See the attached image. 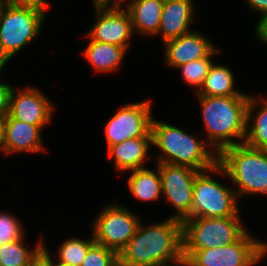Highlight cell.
<instances>
[{
    "mask_svg": "<svg viewBox=\"0 0 267 266\" xmlns=\"http://www.w3.org/2000/svg\"><path fill=\"white\" fill-rule=\"evenodd\" d=\"M141 222L118 253L119 266H159L183 256L182 221L170 218L150 225Z\"/></svg>",
    "mask_w": 267,
    "mask_h": 266,
    "instance_id": "obj_1",
    "label": "cell"
},
{
    "mask_svg": "<svg viewBox=\"0 0 267 266\" xmlns=\"http://www.w3.org/2000/svg\"><path fill=\"white\" fill-rule=\"evenodd\" d=\"M198 98L208 136L206 142L217 154L226 147L245 142L249 94Z\"/></svg>",
    "mask_w": 267,
    "mask_h": 266,
    "instance_id": "obj_2",
    "label": "cell"
},
{
    "mask_svg": "<svg viewBox=\"0 0 267 266\" xmlns=\"http://www.w3.org/2000/svg\"><path fill=\"white\" fill-rule=\"evenodd\" d=\"M151 133L152 145L161 151L157 163L188 166L198 171L218 163V154L207 142L203 143L181 128L153 118Z\"/></svg>",
    "mask_w": 267,
    "mask_h": 266,
    "instance_id": "obj_3",
    "label": "cell"
},
{
    "mask_svg": "<svg viewBox=\"0 0 267 266\" xmlns=\"http://www.w3.org/2000/svg\"><path fill=\"white\" fill-rule=\"evenodd\" d=\"M214 172L228 176L237 185V197L248 194L267 196V150L245 143L224 148L218 154Z\"/></svg>",
    "mask_w": 267,
    "mask_h": 266,
    "instance_id": "obj_4",
    "label": "cell"
},
{
    "mask_svg": "<svg viewBox=\"0 0 267 266\" xmlns=\"http://www.w3.org/2000/svg\"><path fill=\"white\" fill-rule=\"evenodd\" d=\"M46 15L4 0L0 5V52L8 61L40 34Z\"/></svg>",
    "mask_w": 267,
    "mask_h": 266,
    "instance_id": "obj_5",
    "label": "cell"
},
{
    "mask_svg": "<svg viewBox=\"0 0 267 266\" xmlns=\"http://www.w3.org/2000/svg\"><path fill=\"white\" fill-rule=\"evenodd\" d=\"M240 216L182 221L183 250H205L236 242L247 230Z\"/></svg>",
    "mask_w": 267,
    "mask_h": 266,
    "instance_id": "obj_6",
    "label": "cell"
},
{
    "mask_svg": "<svg viewBox=\"0 0 267 266\" xmlns=\"http://www.w3.org/2000/svg\"><path fill=\"white\" fill-rule=\"evenodd\" d=\"M214 166L199 171L193 185L191 218H225L239 216L236 190L210 176Z\"/></svg>",
    "mask_w": 267,
    "mask_h": 266,
    "instance_id": "obj_7",
    "label": "cell"
},
{
    "mask_svg": "<svg viewBox=\"0 0 267 266\" xmlns=\"http://www.w3.org/2000/svg\"><path fill=\"white\" fill-rule=\"evenodd\" d=\"M245 232L236 242L205 250H183L190 266H255L267 254V243Z\"/></svg>",
    "mask_w": 267,
    "mask_h": 266,
    "instance_id": "obj_8",
    "label": "cell"
},
{
    "mask_svg": "<svg viewBox=\"0 0 267 266\" xmlns=\"http://www.w3.org/2000/svg\"><path fill=\"white\" fill-rule=\"evenodd\" d=\"M140 222L138 216L118 203L105 206L93 224L94 240L119 253L133 238Z\"/></svg>",
    "mask_w": 267,
    "mask_h": 266,
    "instance_id": "obj_9",
    "label": "cell"
},
{
    "mask_svg": "<svg viewBox=\"0 0 267 266\" xmlns=\"http://www.w3.org/2000/svg\"><path fill=\"white\" fill-rule=\"evenodd\" d=\"M151 108L150 100L120 107L105 125L107 148L131 138L152 137Z\"/></svg>",
    "mask_w": 267,
    "mask_h": 266,
    "instance_id": "obj_10",
    "label": "cell"
},
{
    "mask_svg": "<svg viewBox=\"0 0 267 266\" xmlns=\"http://www.w3.org/2000/svg\"><path fill=\"white\" fill-rule=\"evenodd\" d=\"M198 172L188 166L159 163L162 194L176 210L170 218L180 221L191 218L193 185Z\"/></svg>",
    "mask_w": 267,
    "mask_h": 266,
    "instance_id": "obj_11",
    "label": "cell"
},
{
    "mask_svg": "<svg viewBox=\"0 0 267 266\" xmlns=\"http://www.w3.org/2000/svg\"><path fill=\"white\" fill-rule=\"evenodd\" d=\"M119 6L95 5L96 23L88 31L89 39L128 49L134 34L128 10Z\"/></svg>",
    "mask_w": 267,
    "mask_h": 266,
    "instance_id": "obj_12",
    "label": "cell"
},
{
    "mask_svg": "<svg viewBox=\"0 0 267 266\" xmlns=\"http://www.w3.org/2000/svg\"><path fill=\"white\" fill-rule=\"evenodd\" d=\"M18 90L12 89L8 116L32 125H48L55 107L43 92L33 87Z\"/></svg>",
    "mask_w": 267,
    "mask_h": 266,
    "instance_id": "obj_13",
    "label": "cell"
},
{
    "mask_svg": "<svg viewBox=\"0 0 267 266\" xmlns=\"http://www.w3.org/2000/svg\"><path fill=\"white\" fill-rule=\"evenodd\" d=\"M46 125H32L6 116L3 124L2 153L40 152L45 149L41 131Z\"/></svg>",
    "mask_w": 267,
    "mask_h": 266,
    "instance_id": "obj_14",
    "label": "cell"
},
{
    "mask_svg": "<svg viewBox=\"0 0 267 266\" xmlns=\"http://www.w3.org/2000/svg\"><path fill=\"white\" fill-rule=\"evenodd\" d=\"M213 44L197 31L166 41L164 43L166 63L177 68L182 64L209 57L217 49Z\"/></svg>",
    "mask_w": 267,
    "mask_h": 266,
    "instance_id": "obj_15",
    "label": "cell"
},
{
    "mask_svg": "<svg viewBox=\"0 0 267 266\" xmlns=\"http://www.w3.org/2000/svg\"><path fill=\"white\" fill-rule=\"evenodd\" d=\"M195 7L192 0H164L158 34L163 43L191 32Z\"/></svg>",
    "mask_w": 267,
    "mask_h": 266,
    "instance_id": "obj_16",
    "label": "cell"
},
{
    "mask_svg": "<svg viewBox=\"0 0 267 266\" xmlns=\"http://www.w3.org/2000/svg\"><path fill=\"white\" fill-rule=\"evenodd\" d=\"M152 145V137L127 139L108 148L109 158L114 159L117 171L137 170L144 168V162Z\"/></svg>",
    "mask_w": 267,
    "mask_h": 266,
    "instance_id": "obj_17",
    "label": "cell"
},
{
    "mask_svg": "<svg viewBox=\"0 0 267 266\" xmlns=\"http://www.w3.org/2000/svg\"><path fill=\"white\" fill-rule=\"evenodd\" d=\"M127 10L134 33L154 36L158 34L164 0H130Z\"/></svg>",
    "mask_w": 267,
    "mask_h": 266,
    "instance_id": "obj_18",
    "label": "cell"
},
{
    "mask_svg": "<svg viewBox=\"0 0 267 266\" xmlns=\"http://www.w3.org/2000/svg\"><path fill=\"white\" fill-rule=\"evenodd\" d=\"M255 109L257 110V113L252 115ZM246 124L244 143L255 149L267 150V98H262L261 100L252 95L250 96L247 107Z\"/></svg>",
    "mask_w": 267,
    "mask_h": 266,
    "instance_id": "obj_19",
    "label": "cell"
},
{
    "mask_svg": "<svg viewBox=\"0 0 267 266\" xmlns=\"http://www.w3.org/2000/svg\"><path fill=\"white\" fill-rule=\"evenodd\" d=\"M126 52L127 50L121 46L90 39V43L83 50V55L89 60L96 72L106 73L119 68Z\"/></svg>",
    "mask_w": 267,
    "mask_h": 266,
    "instance_id": "obj_20",
    "label": "cell"
},
{
    "mask_svg": "<svg viewBox=\"0 0 267 266\" xmlns=\"http://www.w3.org/2000/svg\"><path fill=\"white\" fill-rule=\"evenodd\" d=\"M157 171L141 168L131 171L128 178V187L132 195L140 201H155L161 197V176L159 173V163Z\"/></svg>",
    "mask_w": 267,
    "mask_h": 266,
    "instance_id": "obj_21",
    "label": "cell"
},
{
    "mask_svg": "<svg viewBox=\"0 0 267 266\" xmlns=\"http://www.w3.org/2000/svg\"><path fill=\"white\" fill-rule=\"evenodd\" d=\"M234 83V75L228 67L213 63L201 88L196 89V92L198 96L247 95L235 90Z\"/></svg>",
    "mask_w": 267,
    "mask_h": 266,
    "instance_id": "obj_22",
    "label": "cell"
},
{
    "mask_svg": "<svg viewBox=\"0 0 267 266\" xmlns=\"http://www.w3.org/2000/svg\"><path fill=\"white\" fill-rule=\"evenodd\" d=\"M24 237L0 245V266H26L28 261L44 245L40 240L33 250L25 247ZM24 242V243H23Z\"/></svg>",
    "mask_w": 267,
    "mask_h": 266,
    "instance_id": "obj_23",
    "label": "cell"
},
{
    "mask_svg": "<svg viewBox=\"0 0 267 266\" xmlns=\"http://www.w3.org/2000/svg\"><path fill=\"white\" fill-rule=\"evenodd\" d=\"M95 243L94 236L87 240L69 238L58 249V258L55 262L71 266H81L89 248Z\"/></svg>",
    "mask_w": 267,
    "mask_h": 266,
    "instance_id": "obj_24",
    "label": "cell"
},
{
    "mask_svg": "<svg viewBox=\"0 0 267 266\" xmlns=\"http://www.w3.org/2000/svg\"><path fill=\"white\" fill-rule=\"evenodd\" d=\"M219 52L217 48L209 57L200 58L177 67L180 69L184 81L196 88L197 86L201 88L209 68L213 64L211 58Z\"/></svg>",
    "mask_w": 267,
    "mask_h": 266,
    "instance_id": "obj_25",
    "label": "cell"
},
{
    "mask_svg": "<svg viewBox=\"0 0 267 266\" xmlns=\"http://www.w3.org/2000/svg\"><path fill=\"white\" fill-rule=\"evenodd\" d=\"M81 266H119L118 253L95 242L89 248Z\"/></svg>",
    "mask_w": 267,
    "mask_h": 266,
    "instance_id": "obj_26",
    "label": "cell"
},
{
    "mask_svg": "<svg viewBox=\"0 0 267 266\" xmlns=\"http://www.w3.org/2000/svg\"><path fill=\"white\" fill-rule=\"evenodd\" d=\"M20 223L16 216L0 211V245L24 237V230Z\"/></svg>",
    "mask_w": 267,
    "mask_h": 266,
    "instance_id": "obj_27",
    "label": "cell"
},
{
    "mask_svg": "<svg viewBox=\"0 0 267 266\" xmlns=\"http://www.w3.org/2000/svg\"><path fill=\"white\" fill-rule=\"evenodd\" d=\"M13 87L8 83L0 82V118L9 114L10 96Z\"/></svg>",
    "mask_w": 267,
    "mask_h": 266,
    "instance_id": "obj_28",
    "label": "cell"
},
{
    "mask_svg": "<svg viewBox=\"0 0 267 266\" xmlns=\"http://www.w3.org/2000/svg\"><path fill=\"white\" fill-rule=\"evenodd\" d=\"M47 247L43 245L36 254L28 261L26 266H52L53 258L49 254Z\"/></svg>",
    "mask_w": 267,
    "mask_h": 266,
    "instance_id": "obj_29",
    "label": "cell"
},
{
    "mask_svg": "<svg viewBox=\"0 0 267 266\" xmlns=\"http://www.w3.org/2000/svg\"><path fill=\"white\" fill-rule=\"evenodd\" d=\"M11 3L19 7L36 9L46 15L48 2L47 0H9Z\"/></svg>",
    "mask_w": 267,
    "mask_h": 266,
    "instance_id": "obj_30",
    "label": "cell"
},
{
    "mask_svg": "<svg viewBox=\"0 0 267 266\" xmlns=\"http://www.w3.org/2000/svg\"><path fill=\"white\" fill-rule=\"evenodd\" d=\"M256 36L267 45V14L261 15L255 29Z\"/></svg>",
    "mask_w": 267,
    "mask_h": 266,
    "instance_id": "obj_31",
    "label": "cell"
},
{
    "mask_svg": "<svg viewBox=\"0 0 267 266\" xmlns=\"http://www.w3.org/2000/svg\"><path fill=\"white\" fill-rule=\"evenodd\" d=\"M251 9L260 12L262 15L267 14V0H244Z\"/></svg>",
    "mask_w": 267,
    "mask_h": 266,
    "instance_id": "obj_32",
    "label": "cell"
},
{
    "mask_svg": "<svg viewBox=\"0 0 267 266\" xmlns=\"http://www.w3.org/2000/svg\"><path fill=\"white\" fill-rule=\"evenodd\" d=\"M171 263H173L175 266H190V261L188 257L182 256L180 259H177L173 262H169V263H164L161 264L159 266H174V265H170Z\"/></svg>",
    "mask_w": 267,
    "mask_h": 266,
    "instance_id": "obj_33",
    "label": "cell"
},
{
    "mask_svg": "<svg viewBox=\"0 0 267 266\" xmlns=\"http://www.w3.org/2000/svg\"><path fill=\"white\" fill-rule=\"evenodd\" d=\"M125 2L127 0H114L112 5H111V0H93V3L95 5H103V6H119L122 7V2Z\"/></svg>",
    "mask_w": 267,
    "mask_h": 266,
    "instance_id": "obj_34",
    "label": "cell"
},
{
    "mask_svg": "<svg viewBox=\"0 0 267 266\" xmlns=\"http://www.w3.org/2000/svg\"><path fill=\"white\" fill-rule=\"evenodd\" d=\"M3 124H4V119L0 118V151H2V144H3Z\"/></svg>",
    "mask_w": 267,
    "mask_h": 266,
    "instance_id": "obj_35",
    "label": "cell"
},
{
    "mask_svg": "<svg viewBox=\"0 0 267 266\" xmlns=\"http://www.w3.org/2000/svg\"><path fill=\"white\" fill-rule=\"evenodd\" d=\"M7 62L8 61L1 55V52H0V72L5 67Z\"/></svg>",
    "mask_w": 267,
    "mask_h": 266,
    "instance_id": "obj_36",
    "label": "cell"
},
{
    "mask_svg": "<svg viewBox=\"0 0 267 266\" xmlns=\"http://www.w3.org/2000/svg\"><path fill=\"white\" fill-rule=\"evenodd\" d=\"M52 266H71V265H66V264H63V263H58V262H55V261L53 260V264H52Z\"/></svg>",
    "mask_w": 267,
    "mask_h": 266,
    "instance_id": "obj_37",
    "label": "cell"
}]
</instances>
